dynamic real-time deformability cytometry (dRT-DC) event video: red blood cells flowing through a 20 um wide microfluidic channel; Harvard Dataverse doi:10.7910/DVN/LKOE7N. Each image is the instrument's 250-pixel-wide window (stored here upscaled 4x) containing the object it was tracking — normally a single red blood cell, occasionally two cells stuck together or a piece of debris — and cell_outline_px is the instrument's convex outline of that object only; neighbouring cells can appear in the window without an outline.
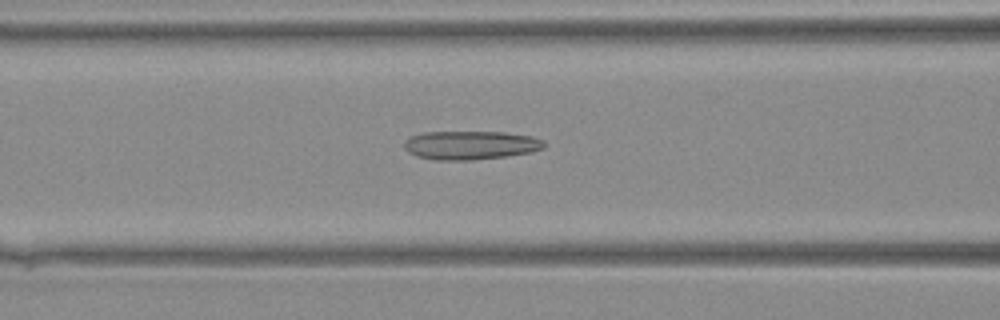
{"species": "Egyptian fruit bat (a non-hibernating species)", "species_latin": "Rousettus aegyptiacus", "temperature_condition": "warm", "stored_images_in_passage": 37, "camera_frame_rate_fps": 3000, "um_per_image_px": 0.085, "animal": {"sex": "female"}, "frame": {"image": 1, "passage_image": 13, "time_ms": 4.0, "image_size_px": [1000, 320], "cell_outline_px": [[544, 148], [532, 152], [508, 156], [472, 160], [436, 160], [416, 156], [408, 152], [404, 148], [404, 140], [412, 136], [424, 132], [504, 132], [532, 136], [544, 140]], "centroid_in_image_um": [40.0, 12.34], "position_along_channel_um": 126.6, "area_um2": 23.52}}
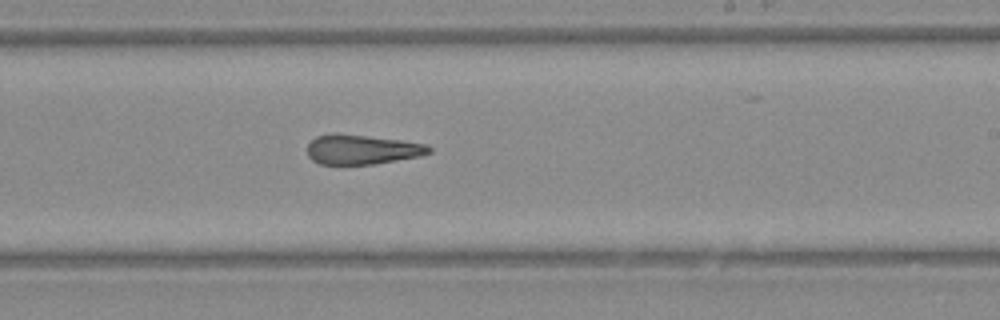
{"frame": {"image": 2, "passage_image": 21, "time_ms": 6.667, "image_size_px": [1000, 320], "cell_outline_px": [[432, 152], [420, 156], [376, 164], [320, 164], [312, 160], [308, 156], [308, 144], [316, 136], [332, 132], [368, 136], [400, 140], [428, 144], [432, 148]], "centroid_in_image_um": [30.78, 12.7], "position_along_channel_um": 258.2, "area_um2": 21.21}}
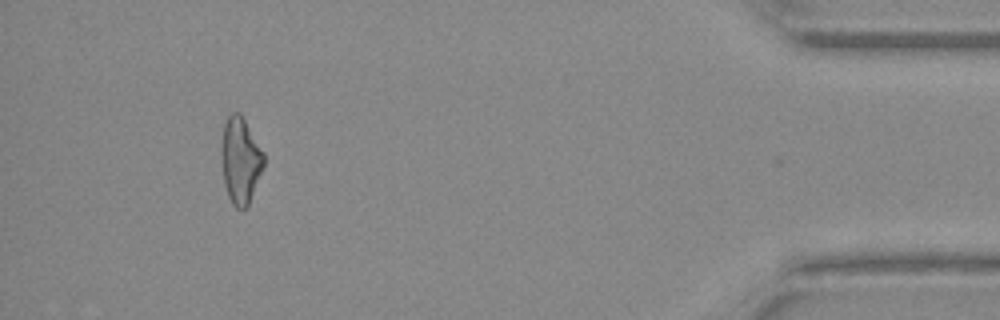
{"frame": {"image": 3, "passage_image": 34, "time_ms": 11.0, "image_size_px": [1000, 320], "cell_outline_px": [[264, 164], [248, 204], [244, 208], [236, 208], [232, 204], [228, 196], [224, 184], [220, 152], [224, 124], [228, 116], [232, 112], [240, 112], [264, 152]], "centroid_in_image_um": [20.41, 13.6], "position_along_channel_um": 414.8, "area_um2": 21.21}}